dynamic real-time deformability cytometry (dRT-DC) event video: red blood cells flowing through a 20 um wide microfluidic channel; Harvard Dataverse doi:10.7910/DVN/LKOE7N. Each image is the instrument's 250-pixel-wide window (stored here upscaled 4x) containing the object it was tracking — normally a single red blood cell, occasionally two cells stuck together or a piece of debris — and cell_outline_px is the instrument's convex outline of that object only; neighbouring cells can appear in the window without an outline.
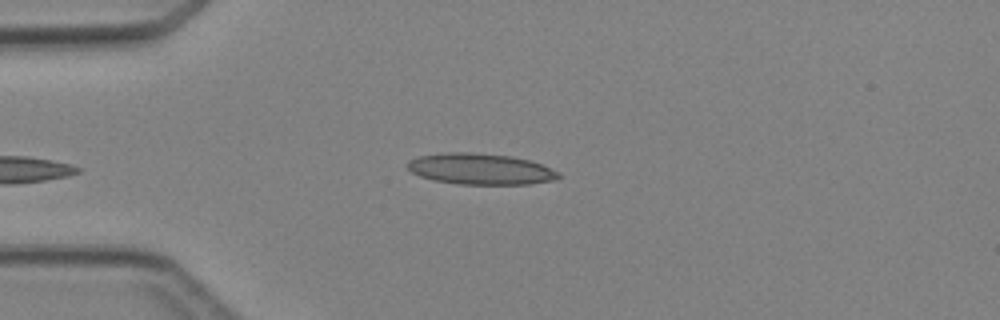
{"species": "Egyptian fruit bat (a non-hibernating species)", "species_latin": "Rousettus aegyptiacus", "temperature_condition": "cold", "stored_images_in_passage": 3, "camera_frame_rate_fps": 3000, "um_per_image_px": 0.085, "animal": {"sex": "female"}, "frame": {"image": 1, "passage_image": 3, "time_ms": 2.333, "image_size_px": [1000, 320], "cell_outline_px": [[560, 176], [556, 180], [528, 184], [460, 184], [432, 180], [420, 176], [412, 172], [404, 164], [408, 160], [420, 156], [444, 152], [472, 152], [512, 156], [528, 160], [540, 164], [560, 172]], "centroid_in_image_um": [40.81, 14.36], "position_along_channel_um": 44.2, "area_um2": 27.46}}